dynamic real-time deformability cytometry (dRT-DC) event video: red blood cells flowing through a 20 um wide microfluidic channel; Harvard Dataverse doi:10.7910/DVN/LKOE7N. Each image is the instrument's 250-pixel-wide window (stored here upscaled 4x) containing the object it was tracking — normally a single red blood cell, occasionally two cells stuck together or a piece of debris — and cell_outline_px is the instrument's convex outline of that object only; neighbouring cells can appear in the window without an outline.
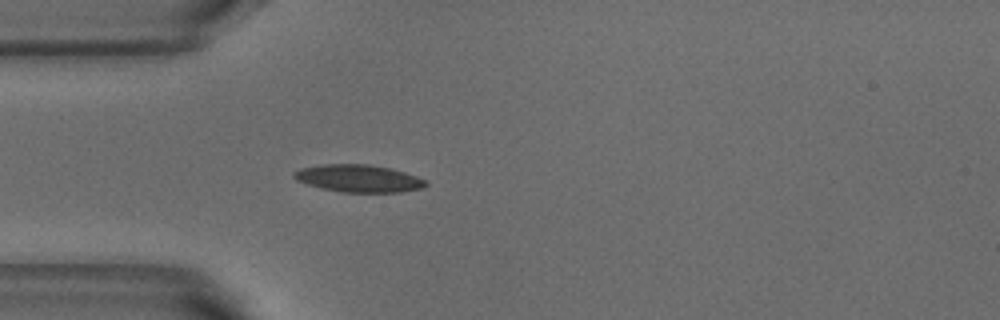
{"species": "common noctule bat (a hibernating species)", "species_latin": "Nyctalus noctula", "temperature_condition": "warm", "stored_images_in_passage": 3, "camera_frame_rate_fps": 3000, "um_per_image_px": 0.085, "animal": {"sex": "male", "body_mass_g": 18.8}, "frame": {"image": 1, "passage_image": 3, "time_ms": 0.667, "image_size_px": [1000, 320], "cell_outline_px": [[428, 184], [424, 188], [400, 192], [340, 192], [320, 188], [296, 180], [292, 176], [292, 172], [300, 168], [324, 164], [368, 164], [392, 168], [428, 180]], "centroid_in_image_um": [30.49, 15.16], "position_along_channel_um": 54.5, "area_um2": 21.27}}